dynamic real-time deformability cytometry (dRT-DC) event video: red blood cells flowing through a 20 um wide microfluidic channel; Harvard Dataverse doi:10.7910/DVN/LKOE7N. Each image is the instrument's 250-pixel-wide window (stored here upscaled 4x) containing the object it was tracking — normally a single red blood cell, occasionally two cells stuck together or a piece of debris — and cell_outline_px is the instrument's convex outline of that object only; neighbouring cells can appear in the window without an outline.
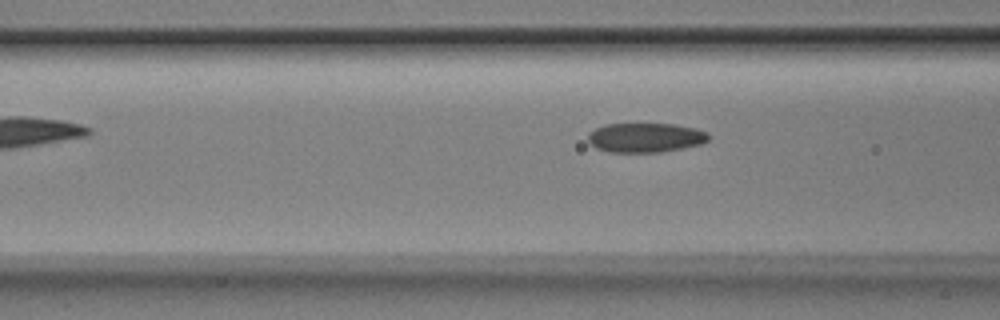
{"species": "Egyptian fruit bat (a non-hibernating species)", "species_latin": "Rousettus aegyptiacus", "temperature_condition": "room temperature", "stored_images_in_passage": 3, "camera_frame_rate_fps": 3000, "um_per_image_px": 0.085, "animal": {"sex": "male"}, "frame": {"image": 1, "passage_image": 3, "time_ms": 0.667, "image_size_px": [1000, 320], "cell_outline_px": [[712, 136], [708, 140], [700, 144], [660, 152], [608, 152], [596, 148], [588, 144], [588, 132], [604, 124], [676, 124], [696, 128], [708, 132]], "centroid_in_image_um": [54.85, 11.69], "position_along_channel_um": 111.8, "area_um2": 20.87}}